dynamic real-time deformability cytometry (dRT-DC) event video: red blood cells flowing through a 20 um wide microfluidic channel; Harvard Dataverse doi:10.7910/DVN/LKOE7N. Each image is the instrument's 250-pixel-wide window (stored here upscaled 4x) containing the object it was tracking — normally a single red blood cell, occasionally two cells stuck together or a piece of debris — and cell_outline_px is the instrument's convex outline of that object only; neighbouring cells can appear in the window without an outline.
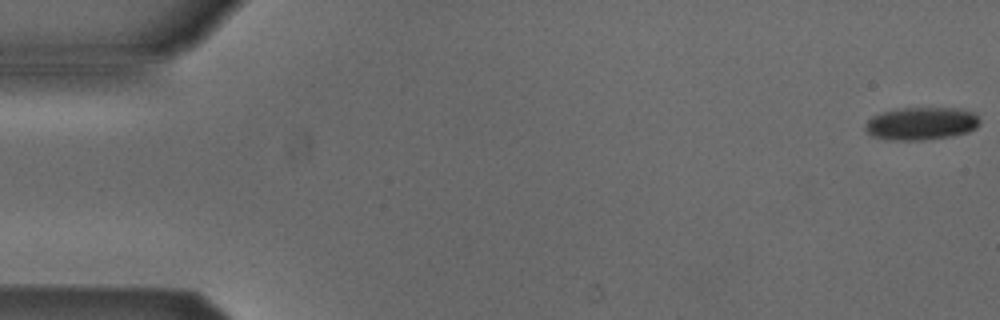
{"species": "Egyptian fruit bat (a non-hibernating species)", "species_latin": "Rousettus aegyptiacus", "temperature_condition": "cold", "stored_images_in_passage": 5, "camera_frame_rate_fps": 3000, "um_per_image_px": 0.085, "animal": {"sex": "male"}, "frame": {"image": 1, "passage_image": 1, "time_ms": 0.0, "image_size_px": [1000, 320], "cell_outline_px": [[980, 124], [976, 128], [968, 132], [952, 136], [920, 140], [888, 140], [872, 136], [864, 128], [868, 120], [872, 116], [880, 112], [904, 108], [960, 108], [972, 112], [980, 120]], "centroid_in_image_um": [78.31, 10.5], "position_along_channel_um": 6.7, "area_um2": 21.91}}